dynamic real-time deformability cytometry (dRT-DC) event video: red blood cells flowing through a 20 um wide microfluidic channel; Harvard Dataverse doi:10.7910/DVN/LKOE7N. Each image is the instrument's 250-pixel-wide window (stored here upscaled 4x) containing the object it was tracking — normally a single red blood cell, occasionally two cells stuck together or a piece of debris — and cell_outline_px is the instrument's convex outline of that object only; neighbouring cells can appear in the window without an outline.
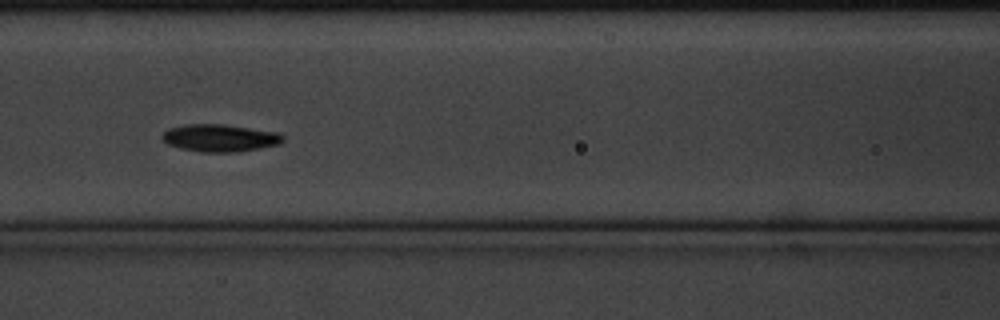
{"species": "common noctule bat (a hibernating species)", "species_latin": "Nyctalus noctula", "temperature_condition": "cold", "stored_images_in_passage": 32, "camera_frame_rate_fps": 3000, "um_per_image_px": 0.085, "animal": {"sex": "male", "body_mass_g": 20.1, "forearm_length_mm": 53.5}, "frame": {"image": 1, "passage_image": 10, "time_ms": 3.0, "image_size_px": [1000, 320], "cell_outline_px": [[284, 140], [280, 144], [260, 148], [236, 152], [200, 152], [180, 148], [168, 144], [160, 140], [160, 136], [168, 128], [184, 124], [224, 124], [280, 132], [284, 136]], "centroid_in_image_um": [18.68, 11.72], "position_along_channel_um": 147.9, "area_um2": 19.59}}
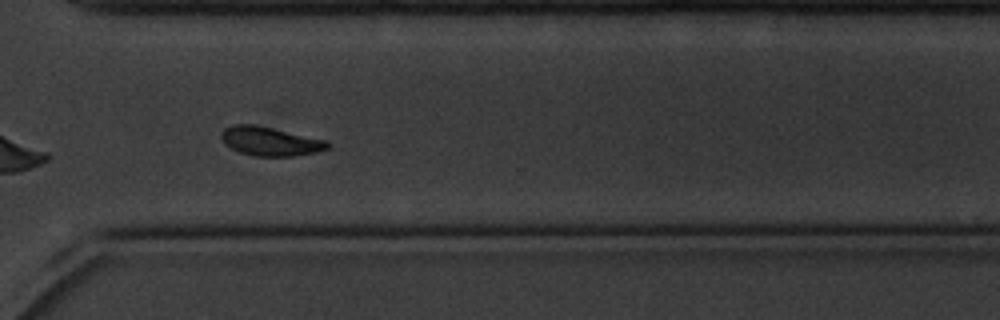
{"frame": {"image": 2, "passage_image": 28, "time_ms": 9.0, "image_size_px": [1000, 320], "cell_outline_px": [[332, 144], [328, 148], [316, 152], [292, 156], [256, 156], [240, 152], [224, 144], [220, 136], [220, 132], [224, 128], [232, 124], [252, 124], [272, 128], [328, 140]], "centroid_in_image_um": [22.96, 12.0], "position_along_channel_um": 347.6, "area_um2": 17.98}, "authors_computed_cell_mechanics": {"area_um2": 18.207, "velocity_mm_per_s": 3.3338, "shape_relaxation_time_tau1_ms": 1.761, "shape_relaxation_time_tau2_ms": 7.4698, "deformation_change_tau1": 0.0873, "deformation_change_tau2": 0.1125}}